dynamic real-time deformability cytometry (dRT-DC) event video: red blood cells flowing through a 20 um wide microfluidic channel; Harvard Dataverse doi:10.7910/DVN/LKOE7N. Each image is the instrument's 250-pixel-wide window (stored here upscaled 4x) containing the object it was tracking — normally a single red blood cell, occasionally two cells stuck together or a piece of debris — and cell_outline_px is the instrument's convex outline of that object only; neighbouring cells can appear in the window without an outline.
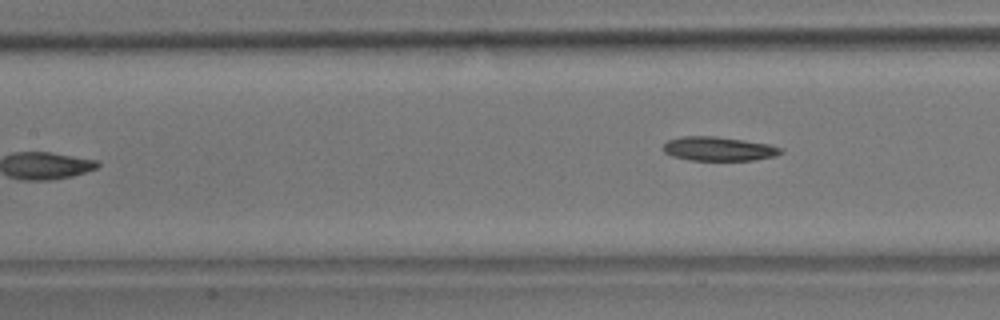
{"species": "common noctule bat (a hibernating species)", "species_latin": "Nyctalus noctula", "temperature_condition": "room temperature", "stored_images_in_passage": 6, "camera_frame_rate_fps": 3000, "um_per_image_px": 0.085, "animal": {"sex": "male", "body_mass_g": 17.9}, "frame": {"image": 1, "passage_image": 6, "time_ms": 6.333, "image_size_px": [1000, 320], "cell_outline_px": [[784, 152], [776, 156], [752, 160], [692, 160], [672, 156], [664, 152], [664, 144], [668, 140], [680, 136], [716, 136], [744, 140], [768, 144], [780, 148]], "centroid_in_image_um": [61.08, 12.64], "position_along_channel_um": 146.3, "area_um2": 16.42}}